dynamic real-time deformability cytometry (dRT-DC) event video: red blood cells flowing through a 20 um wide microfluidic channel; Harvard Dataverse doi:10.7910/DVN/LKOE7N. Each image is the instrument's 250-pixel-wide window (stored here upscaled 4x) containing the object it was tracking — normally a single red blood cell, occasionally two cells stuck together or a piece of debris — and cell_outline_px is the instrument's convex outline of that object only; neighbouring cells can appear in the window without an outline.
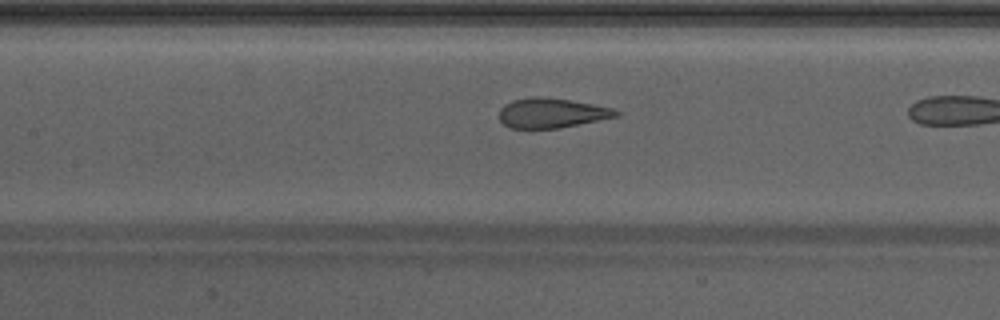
{"species": "Egyptian fruit bat (a non-hibernating species)", "species_latin": "Rousettus aegyptiacus", "temperature_condition": "warm", "stored_images_in_passage": 10, "camera_frame_rate_fps": 3000, "um_per_image_px": 0.085, "animal": {"sex": "male"}, "frame": {"image": 1, "passage_image": 9, "time_ms": 2.667, "image_size_px": [1000, 320], "cell_outline_px": [[620, 116], [556, 128], [512, 128], [504, 124], [500, 120], [500, 108], [504, 104], [512, 100], [532, 96], [544, 96], [592, 104], [612, 108], [620, 112]], "centroid_in_image_um": [46.87, 9.59], "position_along_channel_um": 160.5, "area_um2": 20.11}}